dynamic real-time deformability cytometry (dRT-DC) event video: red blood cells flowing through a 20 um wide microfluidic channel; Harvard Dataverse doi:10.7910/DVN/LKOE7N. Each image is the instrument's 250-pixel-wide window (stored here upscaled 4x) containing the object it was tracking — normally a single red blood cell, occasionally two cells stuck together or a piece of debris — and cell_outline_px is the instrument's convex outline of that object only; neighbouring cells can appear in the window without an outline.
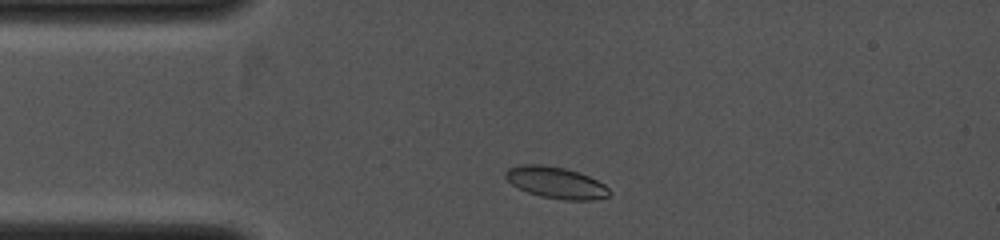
{"species": "common noctule bat (a hibernating species)", "species_latin": "Nyctalus noctula", "temperature_condition": "cold", "stored_images_in_passage": 2, "camera_frame_rate_fps": 4000, "um_per_image_px": 0.085, "animal": {"sex": "female", "body_mass_g": 19.0, "forearm_length_mm": 53.3}, "frame": {"image": 1, "passage_image": 1, "time_ms": 0.0, "image_size_px": [1000, 240], "cell_outline_px": [[612, 192], [608, 196], [592, 200], [564, 200], [540, 196], [528, 192], [512, 184], [504, 176], [504, 172], [508, 168], [520, 164], [544, 164], [564, 168], [588, 176], [604, 184]], "centroid_in_image_um": [47.24, 15.52], "position_along_channel_um": 37.8, "area_um2": 19.02}}